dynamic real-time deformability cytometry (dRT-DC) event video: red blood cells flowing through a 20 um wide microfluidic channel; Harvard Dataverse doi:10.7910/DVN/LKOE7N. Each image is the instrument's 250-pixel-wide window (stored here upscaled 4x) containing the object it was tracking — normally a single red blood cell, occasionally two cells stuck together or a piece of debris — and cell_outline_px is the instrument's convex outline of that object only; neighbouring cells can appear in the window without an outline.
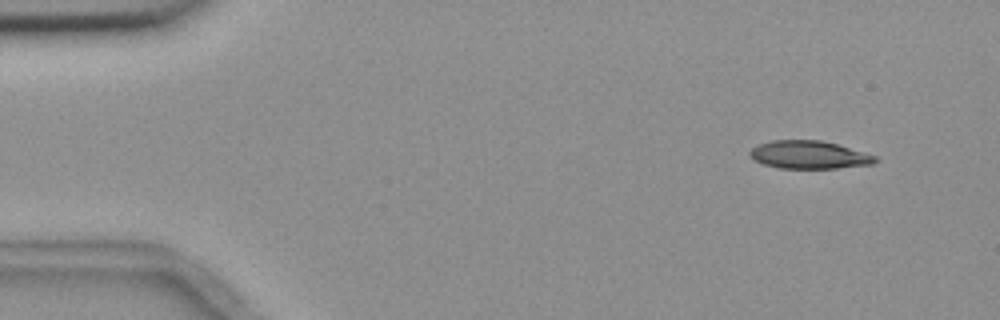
{"species": "common noctule bat (a hibernating species)", "species_latin": "Nyctalus noctula", "temperature_condition": "room temperature", "stored_images_in_passage": 4, "camera_frame_rate_fps": 3000, "um_per_image_px": 0.085, "animal": {"sex": "female", "body_mass_g": 18.4}, "frame": {"image": 1, "passage_image": 1, "time_ms": 0.0, "image_size_px": [1000, 320], "cell_outline_px": [[880, 160], [872, 164], [836, 168], [780, 168], [764, 164], [756, 160], [748, 152], [756, 144], [772, 140], [820, 140], [836, 144], [876, 156]], "centroid_in_image_um": [68.76, 13.15], "position_along_channel_um": 16.2, "area_um2": 20.23}}
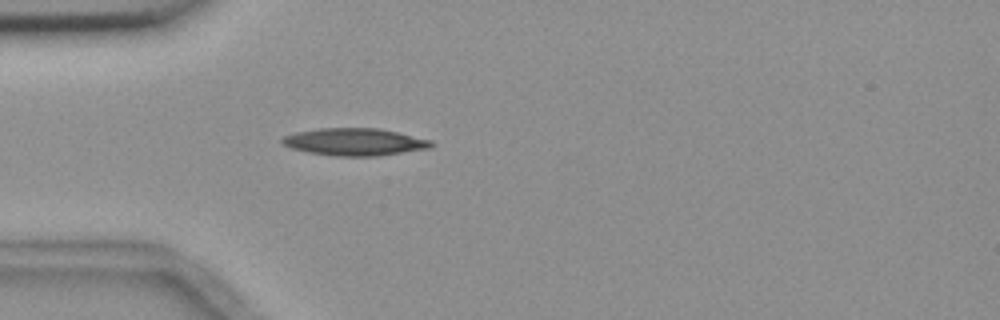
{"frame": {"image": 2, "passage_image": 4, "time_ms": 3.667, "image_size_px": [1000, 320], "cell_outline_px": [[436, 144], [432, 148], [376, 156], [336, 156], [308, 152], [292, 148], [284, 144], [280, 140], [284, 136], [296, 132], [320, 128], [380, 128], [432, 140]], "centroid_in_image_um": [30.2, 12.06], "position_along_channel_um": 54.8, "area_um2": 23.76}}